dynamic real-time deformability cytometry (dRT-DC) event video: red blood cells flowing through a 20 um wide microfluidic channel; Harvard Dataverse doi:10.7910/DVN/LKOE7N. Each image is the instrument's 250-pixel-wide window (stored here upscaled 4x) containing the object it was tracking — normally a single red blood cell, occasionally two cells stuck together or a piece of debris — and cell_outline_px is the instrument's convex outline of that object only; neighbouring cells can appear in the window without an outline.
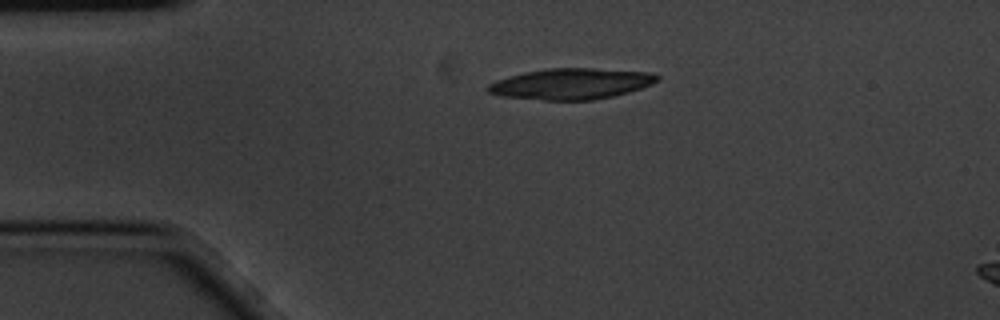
{"species": "common noctule bat (a hibernating species)", "species_latin": "Nyctalus noctula", "temperature_condition": "cold", "stored_images_in_passage": 2, "segment_of_instrument_passage": [1, 2], "camera_frame_rate_fps": 3000, "um_per_image_px": 0.085, "animal": {"sex": "male", "body_mass_g": 20.1, "forearm_length_mm": 53.5}, "frame": {"image": 1, "passage_image": 1, "time_ms": 0.0, "image_size_px": [1000, 320], "cell_outline_px": [[660, 80], [652, 84], [628, 92], [612, 96], [592, 100], [544, 100], [500, 96], [488, 92], [484, 88], [488, 84], [496, 80], [508, 76], [524, 72], [548, 68], [592, 68], [652, 72], [660, 76]], "centroid_in_image_um": [48.54, 7.12], "position_along_channel_um": 36.5, "area_um2": 30.69}}